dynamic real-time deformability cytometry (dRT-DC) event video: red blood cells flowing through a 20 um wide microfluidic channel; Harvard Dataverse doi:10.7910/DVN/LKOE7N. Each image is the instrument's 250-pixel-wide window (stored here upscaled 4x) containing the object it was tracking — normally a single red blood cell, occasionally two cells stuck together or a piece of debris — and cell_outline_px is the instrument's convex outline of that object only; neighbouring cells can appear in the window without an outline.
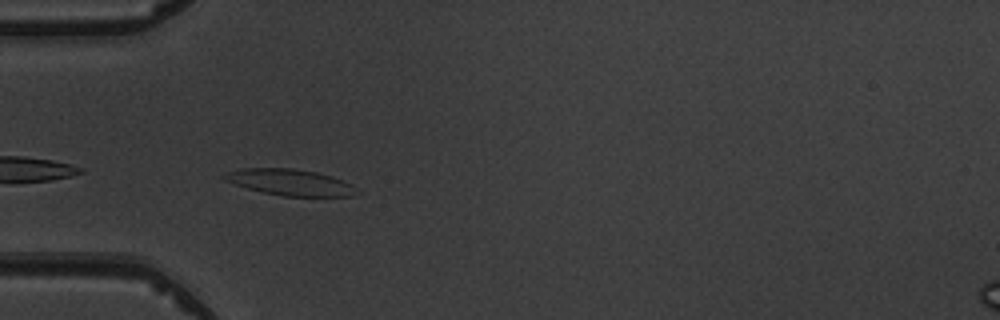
{"species": "common noctule bat (a hibernating species)", "species_latin": "Nyctalus noctula", "temperature_condition": "warm", "stored_images_in_passage": 7, "camera_frame_rate_fps": 3000, "um_per_image_px": 0.085, "animal": {"sex": "male", "body_mass_g": 19.5, "forearm_length_mm": 54.6}, "frame": {"image": 1, "passage_image": 5, "time_ms": 4.667, "image_size_px": [1000, 320], "cell_outline_px": [[360, 192], [352, 196], [284, 196], [264, 192], [248, 188], [224, 180], [220, 176], [228, 172], [240, 168], [292, 168], [316, 172], [332, 176], [352, 184]], "centroid_in_image_um": [24.68, 15.49], "position_along_channel_um": 60.3, "area_um2": 20.17}}
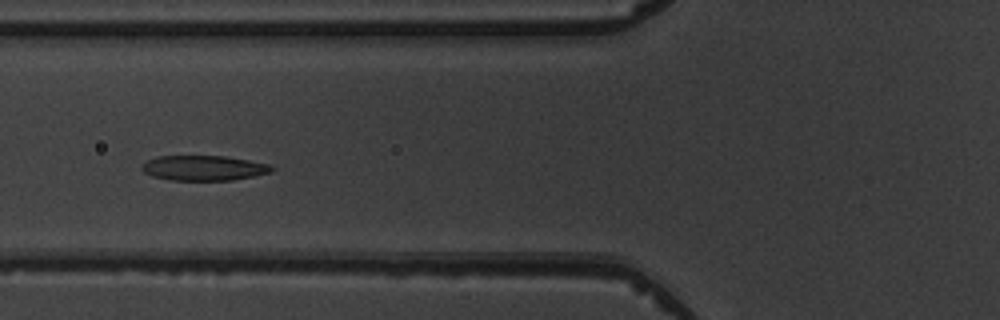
{"frame": {"image": 2, "passage_image": 6, "time_ms": 6.0, "image_size_px": [1000, 320], "cell_outline_px": [[276, 168], [272, 172], [232, 180], [168, 180], [152, 176], [144, 172], [140, 168], [148, 160], [156, 156], [228, 156], [272, 164]], "centroid_in_image_um": [17.36, 14.27], "position_along_channel_um": 108.4, "area_um2": 19.13}}
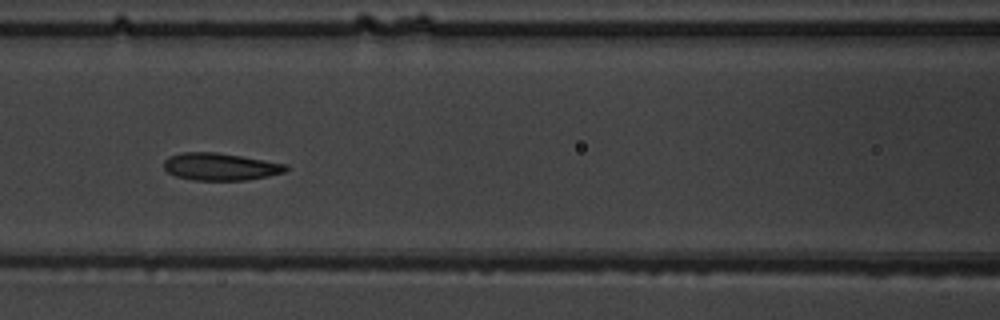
{"frame": {"image": 3, "passage_image": 7, "time_ms": 7.0, "image_size_px": [1000, 320], "cell_outline_px": [[288, 168], [284, 172], [268, 176], [244, 180], [192, 180], [176, 176], [168, 172], [164, 168], [164, 160], [168, 156], [180, 152], [216, 152], [288, 164]], "centroid_in_image_um": [18.7, 14.16], "position_along_channel_um": 147.9, "area_um2": 19.42}}